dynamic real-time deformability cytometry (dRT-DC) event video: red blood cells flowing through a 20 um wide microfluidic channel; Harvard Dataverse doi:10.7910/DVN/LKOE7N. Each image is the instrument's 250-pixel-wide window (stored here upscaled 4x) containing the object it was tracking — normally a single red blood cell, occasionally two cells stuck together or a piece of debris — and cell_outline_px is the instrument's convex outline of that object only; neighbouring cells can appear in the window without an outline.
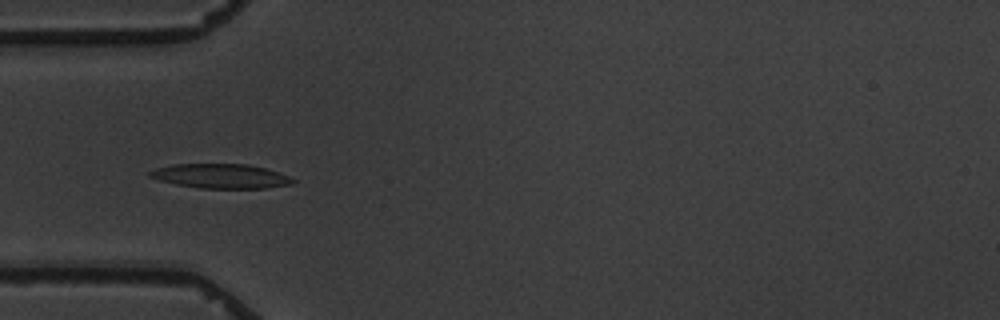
{"species": "common noctule bat (a hibernating species)", "species_latin": "Nyctalus noctula", "temperature_condition": "warm", "stored_images_in_passage": 12, "camera_frame_rate_fps": 3000, "um_per_image_px": 0.085, "animal": {"sex": "male", "body_mass_g": 19.5, "forearm_length_mm": 54.6}, "frame": {"image": 1, "passage_image": 2, "time_ms": 1.333, "image_size_px": [1000, 320], "cell_outline_px": [[296, 180], [292, 184], [264, 188], [200, 188], [176, 184], [160, 180], [148, 176], [148, 172], [156, 168], [172, 164], [248, 164], [264, 168], [288, 176]], "centroid_in_image_um": [18.74, 14.96], "position_along_channel_um": 66.3, "area_um2": 20.17}}
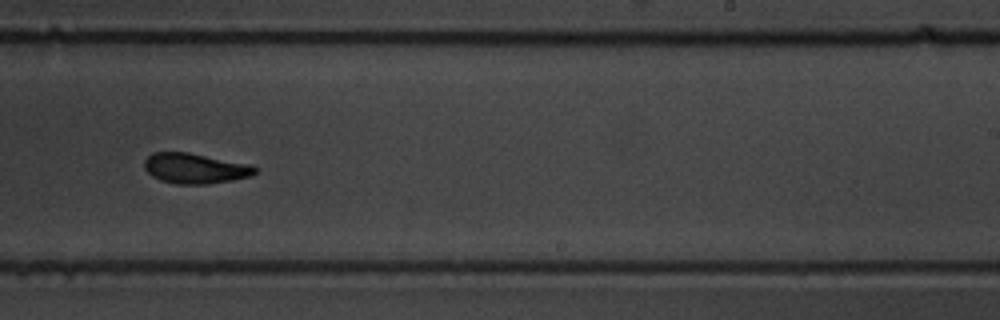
{"frame": {"image": 2, "passage_image": 7, "time_ms": 7.333, "image_size_px": [1000, 320], "cell_outline_px": [[256, 172], [252, 176], [232, 180], [208, 184], [176, 184], [160, 180], [152, 176], [144, 168], [144, 160], [152, 152], [188, 152], [252, 164], [256, 168]], "centroid_in_image_um": [16.59, 14.31], "position_along_channel_um": 272.4, "area_um2": 19.71}}
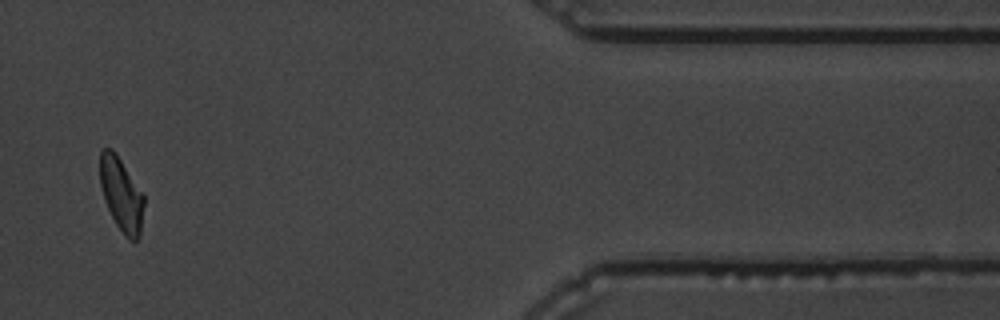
{"frame": {"image": 3, "passage_image": 10, "time_ms": 12.333, "image_size_px": [1000, 320], "cell_outline_px": [[144, 204], [140, 236], [136, 240], [128, 240], [124, 236], [116, 224], [108, 208], [100, 184], [100, 148], [112, 148], [116, 152], [144, 192]], "centroid_in_image_um": [10.34, 16.49], "position_along_channel_um": 401.1, "area_um2": 19.13}, "authors_computed_cell_mechanics": {"area_um2": 19.652, "velocity_mm_per_s": 3.4314, "shape_relaxation_time_tau1_ms": 3.467, "shape_relaxation_time_tau2_ms": null, "deformation_change_tau1": 0.1365, "deformation_change_tau2": null}}